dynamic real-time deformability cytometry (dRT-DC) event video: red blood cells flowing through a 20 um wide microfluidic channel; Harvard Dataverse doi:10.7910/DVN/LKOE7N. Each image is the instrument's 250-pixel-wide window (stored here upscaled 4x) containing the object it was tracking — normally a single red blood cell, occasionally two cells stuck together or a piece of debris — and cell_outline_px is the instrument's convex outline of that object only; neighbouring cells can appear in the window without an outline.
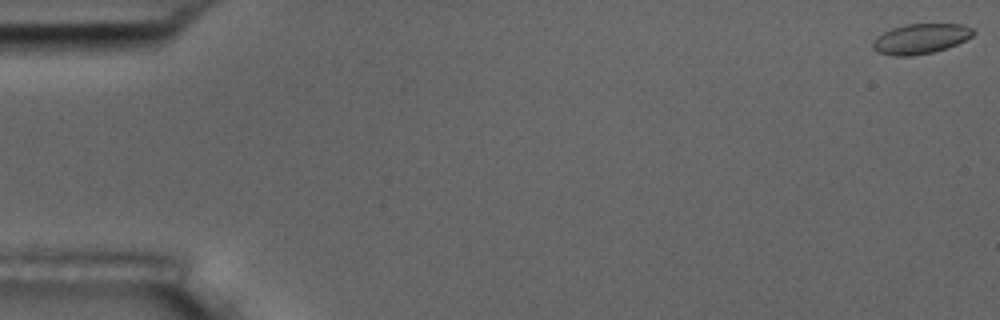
{"species": "common noctule bat (a hibernating species)", "species_latin": "Nyctalus noctula", "temperature_condition": "room temperature", "stored_images_in_passage": 55, "camera_frame_rate_fps": 3000, "um_per_image_px": 0.085, "animal": {"sex": "male", "body_mass_g": 17.5, "forearm_length_mm": 52.3}, "frame": {"image": 1, "passage_image": 1, "time_ms": 0.0, "image_size_px": [1000, 320], "cell_outline_px": [[976, 32], [972, 36], [948, 48], [932, 52], [912, 56], [892, 56], [876, 52], [872, 48], [872, 44], [876, 36], [892, 28], [904, 24], [964, 24], [972, 28]], "centroid_in_image_um": [78.23, 3.3], "position_along_channel_um": 6.8, "area_um2": 17.74}}
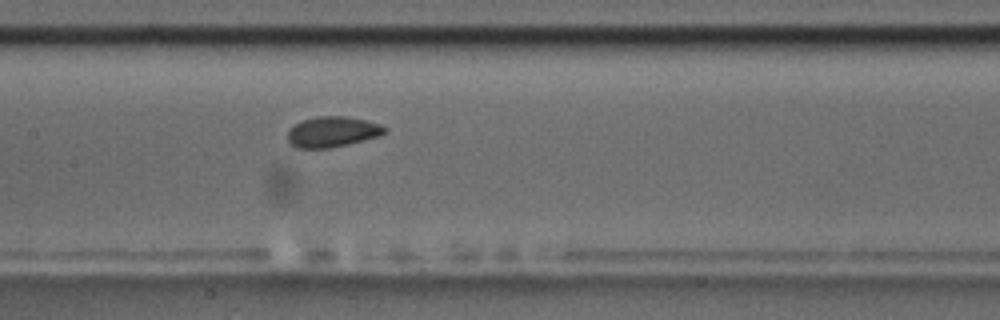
{"frame": {"image": 2, "passage_image": 27, "time_ms": 8.667, "image_size_px": [1000, 320], "cell_outline_px": [[388, 132], [380, 136], [348, 144], [328, 148], [296, 148], [288, 140], [288, 128], [300, 120], [320, 116], [344, 116], [364, 120], [380, 124], [388, 128]], "centroid_in_image_um": [28.26, 11.2], "position_along_channel_um": 179.1, "area_um2": 17.4}}
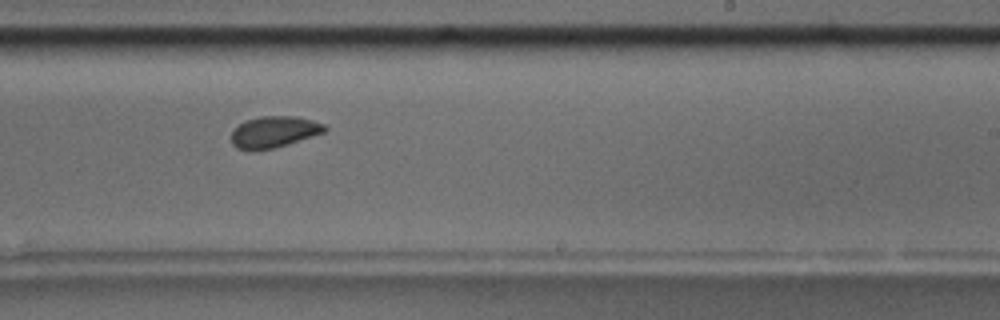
{"frame": {"image": 3, "passage_image": 34, "time_ms": 11.0, "image_size_px": [1000, 320], "cell_outline_px": [[328, 128], [324, 132], [288, 144], [272, 148], [236, 148], [232, 144], [232, 132], [244, 120], [260, 116], [296, 116], [312, 120], [324, 124]], "centroid_in_image_um": [23.32, 11.17], "position_along_channel_um": 265.7, "area_um2": 16.65}, "authors_computed_cell_mechanics": {"area_um2": 17.5134, "velocity_mm_per_s": 3.7275, "shape_relaxation_time_tau1_ms": 3.225, "shape_relaxation_time_tau2_ms": 1.1373, "deformation_change_tau1": 0.0607, "deformation_change_tau2": 0.0384}}